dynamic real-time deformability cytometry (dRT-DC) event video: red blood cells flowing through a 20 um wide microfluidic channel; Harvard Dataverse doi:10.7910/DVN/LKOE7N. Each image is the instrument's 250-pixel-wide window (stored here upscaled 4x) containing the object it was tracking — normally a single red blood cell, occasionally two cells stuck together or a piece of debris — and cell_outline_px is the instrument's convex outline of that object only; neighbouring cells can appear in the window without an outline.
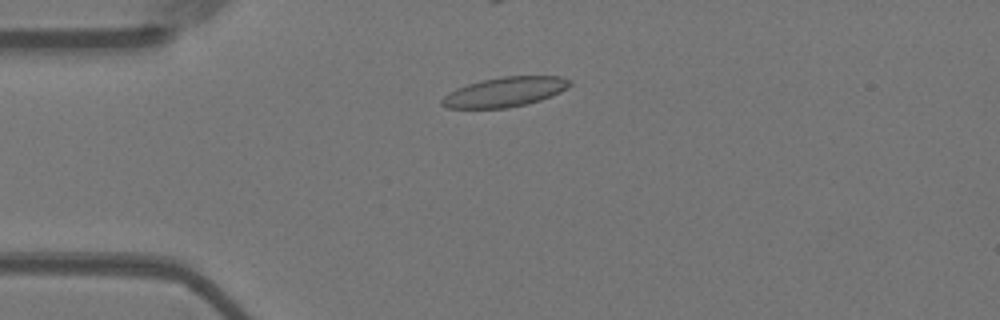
{"species": "Egyptian fruit bat (a non-hibernating species)", "species_latin": "Rousettus aegyptiacus", "temperature_condition": "warm", "stored_images_in_passage": 43, "camera_frame_rate_fps": 3000, "um_per_image_px": 0.085, "animal": {"sex": "female"}, "frame": {"image": 1, "passage_image": 13, "time_ms": 4.0, "image_size_px": [1000, 320], "cell_outline_px": [[572, 84], [568, 88], [552, 96], [528, 104], [508, 108], [448, 108], [440, 104], [440, 100], [448, 92], [456, 88], [480, 80], [504, 76], [560, 76], [572, 80]], "centroid_in_image_um": [42.93, 7.81], "position_along_channel_um": 42.1, "area_um2": 22.37}}
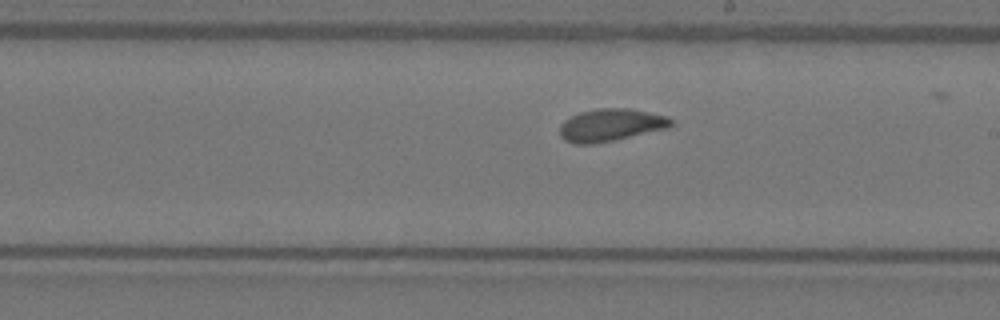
{"frame": {"image": 2, "passage_image": 31, "time_ms": 10.0, "image_size_px": [1000, 320], "cell_outline_px": [[672, 124], [668, 128], [612, 140], [592, 144], [572, 144], [564, 140], [560, 136], [560, 124], [564, 120], [580, 112], [596, 108], [628, 108], [668, 116], [672, 120]], "centroid_in_image_um": [51.88, 10.62], "position_along_channel_um": 237.1, "area_um2": 20.98}}
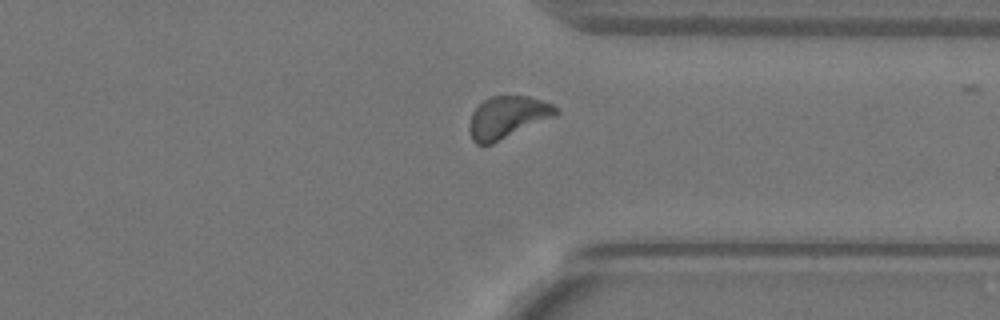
{"frame": {"image": 3, "passage_image": 42, "time_ms": 13.667, "image_size_px": [1000, 320], "cell_outline_px": [[560, 112], [552, 116], [492, 144], [476, 144], [472, 140], [468, 128], [468, 124], [472, 112], [484, 100], [492, 96], [528, 96], [552, 104], [560, 108]], "centroid_in_image_um": [43.08, 9.96], "position_along_channel_um": 368.3, "area_um2": 20.87}}